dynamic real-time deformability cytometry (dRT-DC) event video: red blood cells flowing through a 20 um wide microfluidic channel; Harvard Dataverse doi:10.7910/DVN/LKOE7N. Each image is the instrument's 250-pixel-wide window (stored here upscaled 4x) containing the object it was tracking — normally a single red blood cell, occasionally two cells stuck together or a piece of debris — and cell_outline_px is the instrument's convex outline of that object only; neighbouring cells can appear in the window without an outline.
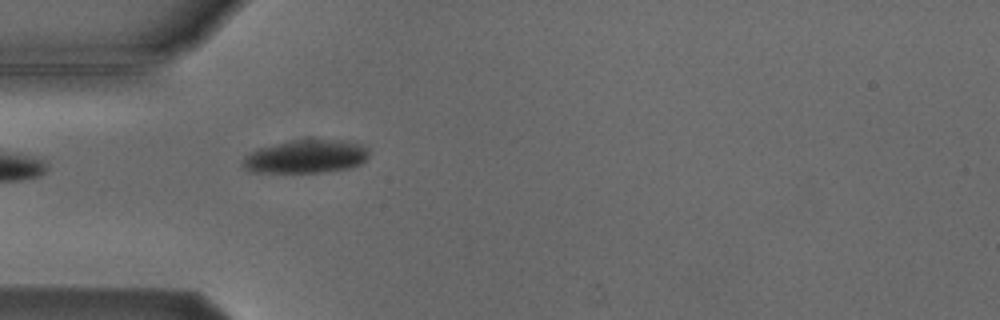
{"species": "Egyptian fruit bat (a non-hibernating species)", "species_latin": "Rousettus aegyptiacus", "temperature_condition": "cold", "stored_images_in_passage": 5, "camera_frame_rate_fps": 3000, "um_per_image_px": 0.085, "animal": {"sex": "male"}, "frame": {"image": 1, "passage_image": 5, "time_ms": 5.667, "image_size_px": [1000, 320], "cell_outline_px": [[368, 156], [360, 164], [348, 168], [328, 172], [248, 172], [240, 164], [244, 156], [256, 148], [292, 140], [344, 140], [360, 144], [368, 148]], "centroid_in_image_um": [25.95, 13.31], "position_along_channel_um": 59.0, "area_um2": 24.62}}